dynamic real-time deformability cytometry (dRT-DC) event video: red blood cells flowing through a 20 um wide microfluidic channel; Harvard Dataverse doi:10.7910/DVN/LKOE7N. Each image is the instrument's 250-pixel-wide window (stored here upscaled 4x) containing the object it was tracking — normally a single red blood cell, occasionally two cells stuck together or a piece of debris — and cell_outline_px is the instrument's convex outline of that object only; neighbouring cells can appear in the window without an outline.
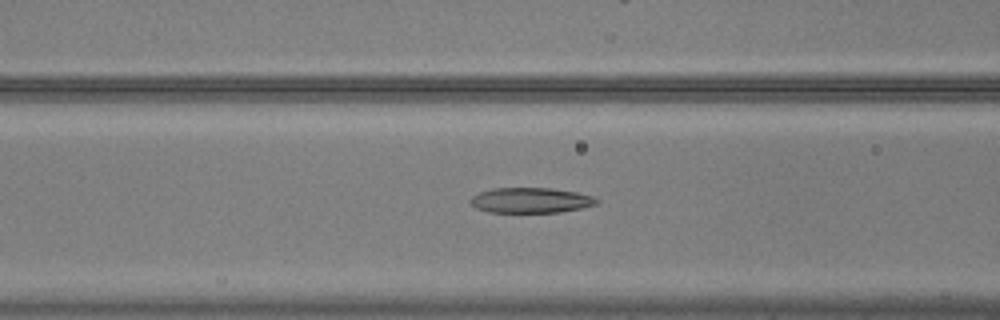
{"species": "common noctule bat (a hibernating species)", "species_latin": "Nyctalus noctula", "temperature_condition": "warm", "stored_images_in_passage": 55, "camera_frame_rate_fps": 3000, "um_per_image_px": 0.085, "animal": {"sex": "male", "body_mass_g": 20.5, "forearm_length_mm": 52.5}, "frame": {"image": 1, "passage_image": 23, "time_ms": 7.333, "image_size_px": [1000, 320], "cell_outline_px": [[600, 204], [560, 212], [488, 212], [476, 208], [468, 200], [472, 196], [480, 192], [492, 188], [552, 188], [576, 192], [592, 196], [600, 200]], "centroid_in_image_um": [45.13, 17.02], "position_along_channel_um": 121.5, "area_um2": 18.67}}
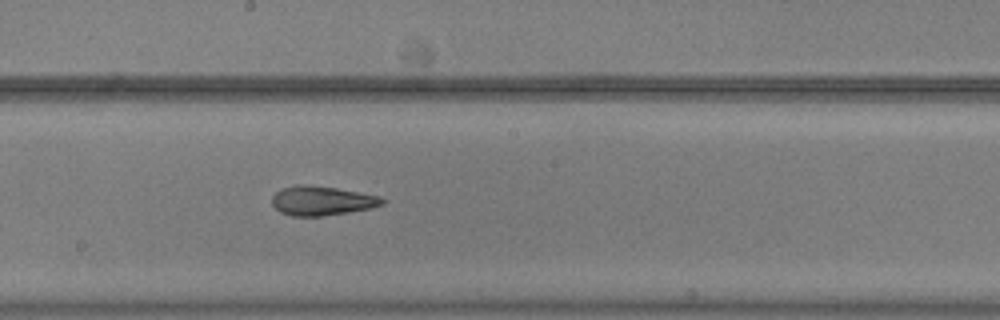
{"frame": {"image": 2, "passage_image": 31, "time_ms": 10.0, "image_size_px": [1000, 320], "cell_outline_px": [[384, 204], [372, 208], [348, 212], [320, 216], [292, 216], [280, 212], [272, 204], [272, 196], [276, 192], [284, 188], [336, 188], [380, 196], [384, 200]], "centroid_in_image_um": [27.41, 17.12], "position_along_channel_um": 220.8, "area_um2": 17.86}}
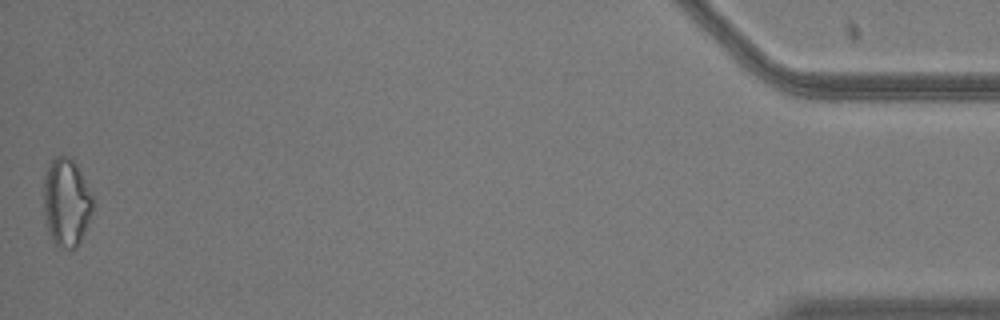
{"frame": {"image": 3, "passage_image": 55, "time_ms": 18.0, "image_size_px": [1000, 320], "cell_outline_px": [[92, 212], [84, 232], [76, 248], [60, 248], [52, 240], [48, 232], [44, 212], [44, 176], [52, 160], [56, 156], [72, 156], [92, 196]], "centroid_in_image_um": [5.62, 17.2], "position_along_channel_um": 429.6, "area_um2": 24.97}, "authors_computed_cell_mechanics": {"area_um2": 20.4612, "velocity_mm_per_s": 3.6995, "shape_relaxation_time_tau1_ms": 6.4155, "shape_relaxation_time_tau2_ms": 3.5606, "deformation_change_tau1": 0.2042, "deformation_change_tau2": 0.1384}}